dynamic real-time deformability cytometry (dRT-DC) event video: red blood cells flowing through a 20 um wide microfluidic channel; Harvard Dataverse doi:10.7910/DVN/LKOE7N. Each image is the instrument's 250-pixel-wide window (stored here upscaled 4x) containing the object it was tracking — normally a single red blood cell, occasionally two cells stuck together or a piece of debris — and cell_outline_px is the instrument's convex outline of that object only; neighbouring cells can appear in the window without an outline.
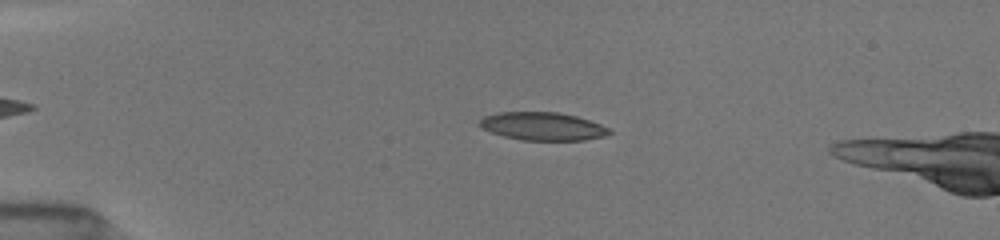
{"species": "common noctule bat (a hibernating species)", "species_latin": "Nyctalus noctula", "temperature_condition": "room temperature", "stored_images_in_passage": 33, "camera_frame_rate_fps": 3000, "um_per_image_px": 0.085, "animal": {"sex": "female", "body_mass_g": 19.5, "forearm_length_mm": 54.1}, "frame": {"image": 1, "passage_image": 13, "time_ms": 3.667, "image_size_px": [1000, 240], "cell_outline_px": [[612, 132], [604, 136], [584, 140], [520, 140], [504, 136], [480, 128], [480, 120], [484, 116], [496, 112], [556, 112], [576, 116], [600, 124], [608, 128]], "centroid_in_image_um": [46.1, 10.73], "position_along_channel_um": 38.9, "area_um2": 21.1}}
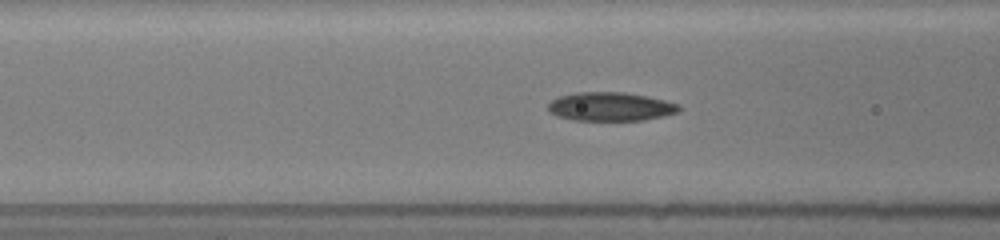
{"frame": {"image": 2, "passage_image": 23, "time_ms": 6.667, "image_size_px": [1000, 240], "cell_outline_px": [[680, 112], [664, 116], [644, 120], [572, 120], [556, 116], [548, 112], [548, 104], [552, 100], [560, 96], [576, 92], [624, 92], [664, 100], [680, 104]], "centroid_in_image_um": [51.88, 9.07], "position_along_channel_um": 114.7, "area_um2": 21.96}}
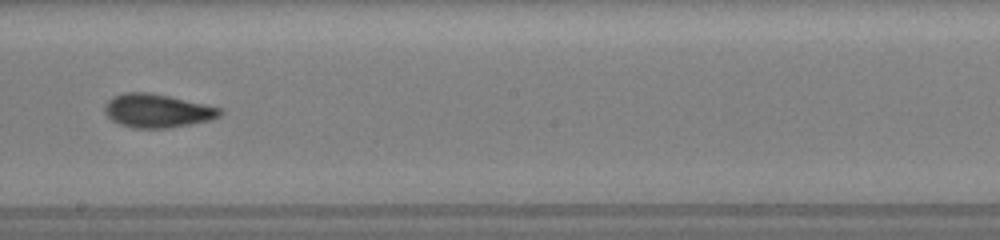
{"frame": {"image": 3, "passage_image": 32, "time_ms": 9.667, "image_size_px": [1000, 240], "cell_outline_px": [[224, 112], [220, 116], [212, 120], [168, 128], [132, 128], [120, 124], [112, 120], [104, 112], [104, 104], [112, 96], [124, 92], [148, 92], [168, 96], [204, 104], [220, 108]], "centroid_in_image_um": [13.34, 9.41], "position_along_channel_um": 234.9, "area_um2": 22.6}}